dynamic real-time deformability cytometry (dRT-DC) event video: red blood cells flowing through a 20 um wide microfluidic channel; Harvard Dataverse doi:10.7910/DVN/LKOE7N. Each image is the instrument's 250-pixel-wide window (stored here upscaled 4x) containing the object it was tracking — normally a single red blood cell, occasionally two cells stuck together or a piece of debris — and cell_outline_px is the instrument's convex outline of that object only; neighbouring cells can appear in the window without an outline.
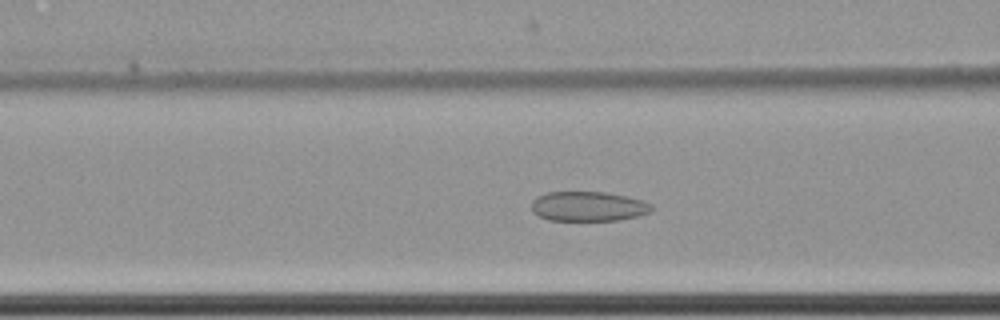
{"species": "common noctule bat (a hibernating species)", "species_latin": "Nyctalus noctula", "temperature_condition": "cold", "stored_images_in_passage": 55, "camera_frame_rate_fps": 3000, "um_per_image_px": 0.085, "animal": {"sex": "female", "body_mass_g": 22.7, "forearm_length_mm": 54.2}, "frame": {"image": 1, "passage_image": 20, "time_ms": 6.333, "image_size_px": [1000, 320], "cell_outline_px": [[656, 208], [652, 212], [636, 216], [616, 220], [548, 220], [532, 212], [532, 200], [536, 196], [548, 192], [604, 192], [628, 196], [644, 200], [652, 204]], "centroid_in_image_um": [50.04, 17.53], "position_along_channel_um": 116.6, "area_um2": 20.98}}
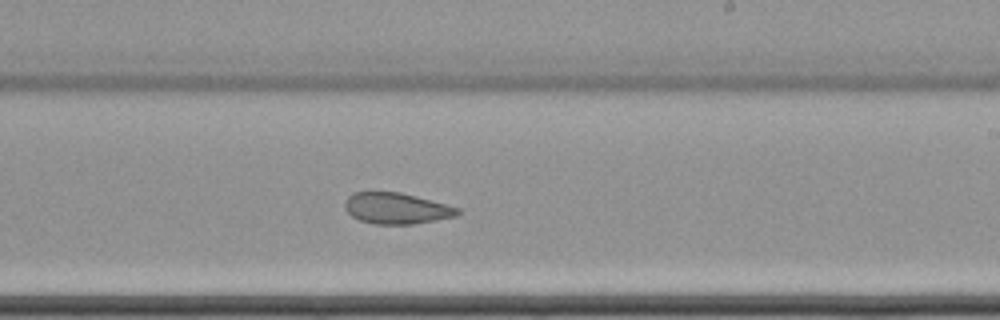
{"frame": {"image": 2, "passage_image": 32, "time_ms": 10.333, "image_size_px": [1000, 320], "cell_outline_px": [[460, 212], [456, 216], [436, 220], [412, 224], [372, 224], [360, 220], [352, 216], [344, 208], [344, 204], [348, 196], [352, 192], [400, 192], [460, 208]], "centroid_in_image_um": [33.67, 17.71], "position_along_channel_um": 255.3, "area_um2": 20.35}}
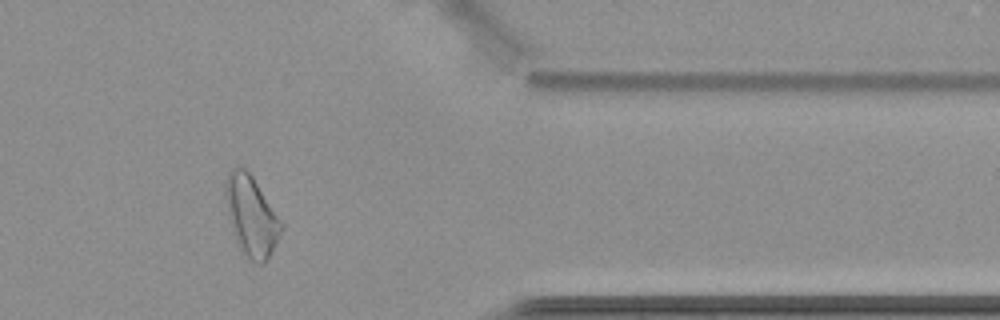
{"frame": {"image": 3, "passage_image": 45, "time_ms": 14.667, "image_size_px": [1000, 320], "cell_outline_px": [[284, 228], [268, 260], [264, 264], [256, 264], [240, 248], [232, 232], [224, 196], [224, 192], [228, 172], [232, 168], [240, 164], [252, 176], [284, 224]], "centroid_in_image_um": [21.37, 18.35], "position_along_channel_um": 390.0, "area_um2": 26.13}, "authors_computed_cell_mechanics": {"area_um2": 24.1026, "velocity_mm_per_s": 3.4728, "shape_relaxation_time_tau1_ms": null, "shape_relaxation_time_tau2_ms": 6.6571, "deformation_change_tau1": null, "deformation_change_tau2": 0.1135}}